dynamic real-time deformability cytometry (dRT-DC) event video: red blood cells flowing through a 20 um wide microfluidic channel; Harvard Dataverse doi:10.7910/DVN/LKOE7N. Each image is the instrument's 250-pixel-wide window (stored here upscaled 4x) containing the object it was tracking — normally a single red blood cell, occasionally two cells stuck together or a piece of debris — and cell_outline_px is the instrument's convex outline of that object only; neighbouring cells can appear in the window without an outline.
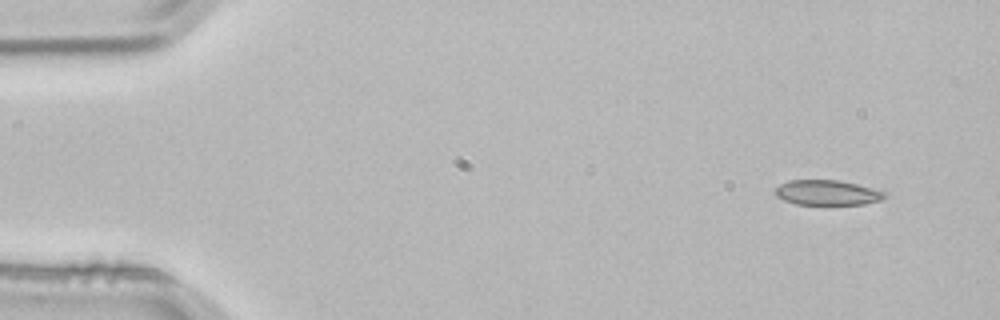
{"species": "common noctule bat (a hibernating species)", "species_latin": "Nyctalus noctula", "temperature_condition": "room temperature", "stored_images_in_passage": 3, "camera_frame_rate_fps": 3000, "um_per_image_px": 0.085, "animal": {"sex": "male", "body_mass_g": 21.5, "forearm_length_mm": 52.0}, "frame": {"image": 1, "passage_image": 1, "time_ms": 0.0, "image_size_px": [1000, 320], "cell_outline_px": [[884, 196], [880, 200], [864, 204], [796, 204], [784, 200], [776, 196], [776, 188], [780, 184], [788, 180], [840, 180], [856, 184], [884, 192]], "centroid_in_image_um": [70.26, 16.37], "position_along_channel_um": 14.7, "area_um2": 15.66}}
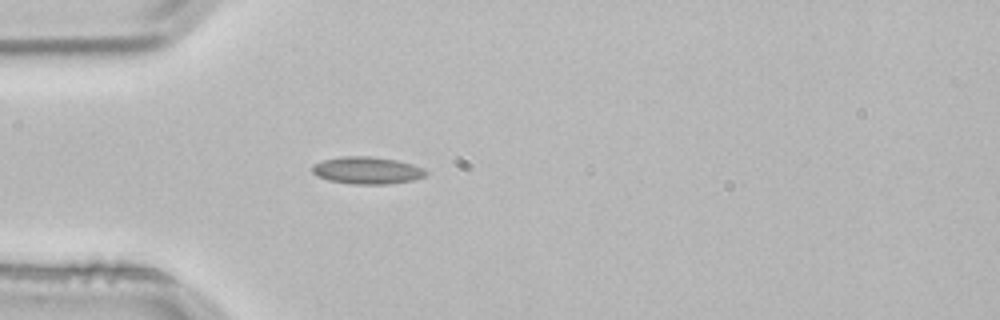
{"frame": {"image": 2, "passage_image": 3, "time_ms": 0.667, "image_size_px": [1000, 320], "cell_outline_px": [[428, 172], [424, 176], [412, 180], [388, 184], [352, 184], [328, 180], [316, 176], [312, 172], [312, 168], [316, 164], [324, 160], [340, 156], [372, 156], [396, 160], [412, 164], [424, 168]], "centroid_in_image_um": [31.2, 14.48], "position_along_channel_um": 53.8, "area_um2": 17.98}}